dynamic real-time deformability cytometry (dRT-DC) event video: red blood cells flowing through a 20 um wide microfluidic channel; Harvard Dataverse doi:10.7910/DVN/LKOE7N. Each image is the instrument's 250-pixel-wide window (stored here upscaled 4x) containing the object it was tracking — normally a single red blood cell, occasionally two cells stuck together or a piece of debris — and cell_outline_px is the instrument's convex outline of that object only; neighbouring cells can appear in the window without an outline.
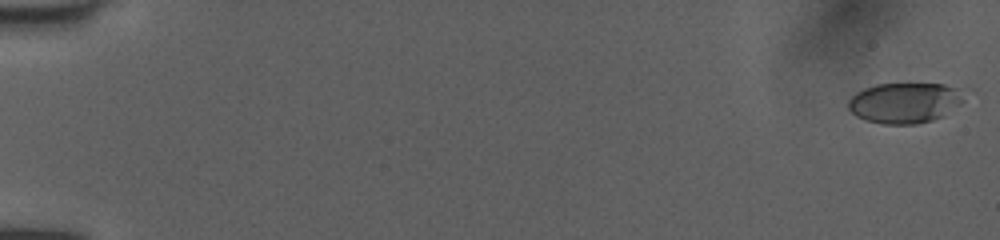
{"species": "human", "species_latin": "Homo sapiens", "temperature_condition": "room temperature", "stored_images_in_passage": 52, "camera_frame_rate_fps": 3000, "um_per_image_px": 0.085, "donor": {"sex": "female"}, "frame": {"image": 1, "passage_image": 1, "time_ms": 0.0, "image_size_px": [1000, 240], "cell_outline_px": [[964, 100], [960, 104], [944, 116], [932, 120], [916, 124], [884, 124], [864, 120], [856, 116], [848, 108], [848, 100], [856, 92], [864, 88], [876, 84], [944, 84], [956, 88]], "centroid_in_image_um": [76.86, 8.75], "position_along_channel_um": 8.1, "area_um2": 27.22}}
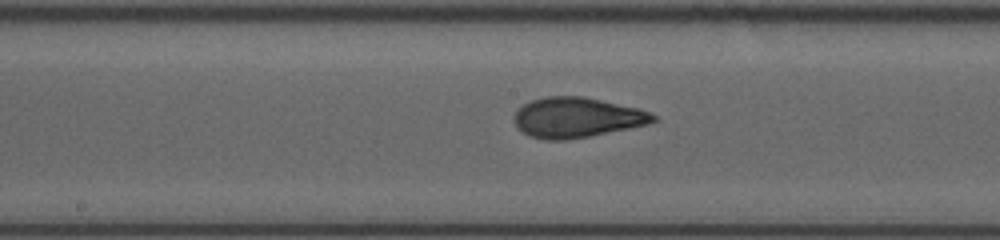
{"frame": {"image": 2, "passage_image": 29, "time_ms": 9.333, "image_size_px": [1000, 240], "cell_outline_px": [[656, 120], [644, 124], [628, 128], [588, 136], [564, 140], [548, 140], [528, 136], [516, 128], [512, 120], [512, 116], [524, 104], [532, 100], [548, 96], [584, 96], [640, 108], [656, 116]], "centroid_in_image_um": [48.96, 9.98], "position_along_channel_um": 199.2, "area_um2": 32.43}}
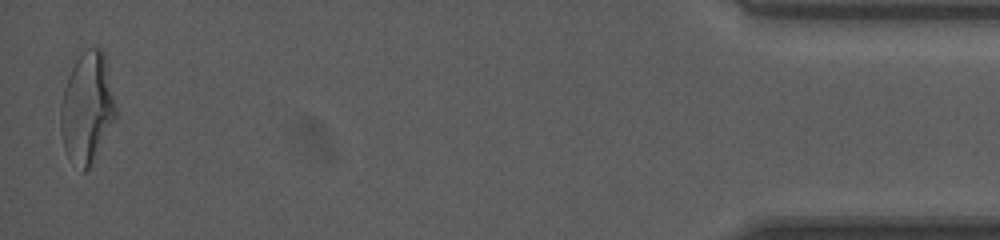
{"frame": {"image": 3, "passage_image": 52, "time_ms": 17.0, "image_size_px": [1000, 240], "cell_outline_px": [[116, 116], [88, 168], [84, 172], [68, 156], [64, 148], [60, 132], [60, 108], [64, 88], [68, 76], [76, 60], [88, 48], [100, 48], [104, 52], [116, 108]], "centroid_in_image_um": [7.37, 9.14], "position_along_channel_um": 427.8, "area_um2": 34.68}, "authors_computed_cell_mechanics": {"area_um2": 31.501, "velocity_mm_per_s": 4.0239, "shape_relaxation_time_tau1_ms": 3.6343, "shape_relaxation_time_tau2_ms": 1.0839, "deformation_change_tau1": 0.175, "deformation_change_tau2": 0.0745}}